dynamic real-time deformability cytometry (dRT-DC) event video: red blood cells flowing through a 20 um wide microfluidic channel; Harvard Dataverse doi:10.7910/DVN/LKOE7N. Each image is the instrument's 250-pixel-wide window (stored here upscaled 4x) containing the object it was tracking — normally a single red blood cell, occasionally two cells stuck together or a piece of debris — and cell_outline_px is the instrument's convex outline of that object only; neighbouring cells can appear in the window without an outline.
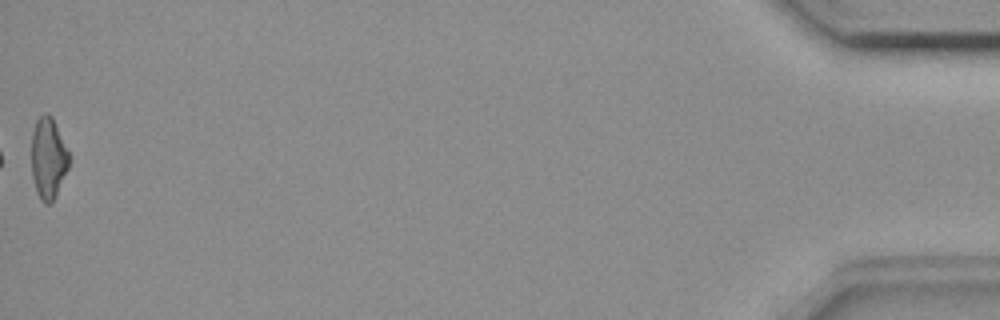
{"species": "common noctule bat (a hibernating species)", "species_latin": "Nyctalus noctula", "temperature_condition": "room temperature", "stored_images_in_passage": 46, "camera_frame_rate_fps": 3000, "um_per_image_px": 0.085, "animal": {"sex": "female", "body_mass_g": 18.4}, "frame": {"image": 1, "passage_image": 46, "time_ms": 15.0, "image_size_px": [1000, 320], "cell_outline_px": [[68, 168], [56, 196], [48, 204], [44, 204], [40, 200], [36, 192], [32, 176], [32, 132], [36, 120], [44, 112], [48, 112], [52, 116], [68, 152]], "centroid_in_image_um": [4.08, 13.45], "position_along_channel_um": 431.1, "area_um2": 17.69}, "authors_computed_cell_mechanics": {"area_um2": 18.3226, "velocity_mm_per_s": 3.6899, "shape_relaxation_time_tau1_ms": null, "shape_relaxation_time_tau2_ms": 9.1699, "deformation_change_tau1": null, "deformation_change_tau2": 0.2254}}